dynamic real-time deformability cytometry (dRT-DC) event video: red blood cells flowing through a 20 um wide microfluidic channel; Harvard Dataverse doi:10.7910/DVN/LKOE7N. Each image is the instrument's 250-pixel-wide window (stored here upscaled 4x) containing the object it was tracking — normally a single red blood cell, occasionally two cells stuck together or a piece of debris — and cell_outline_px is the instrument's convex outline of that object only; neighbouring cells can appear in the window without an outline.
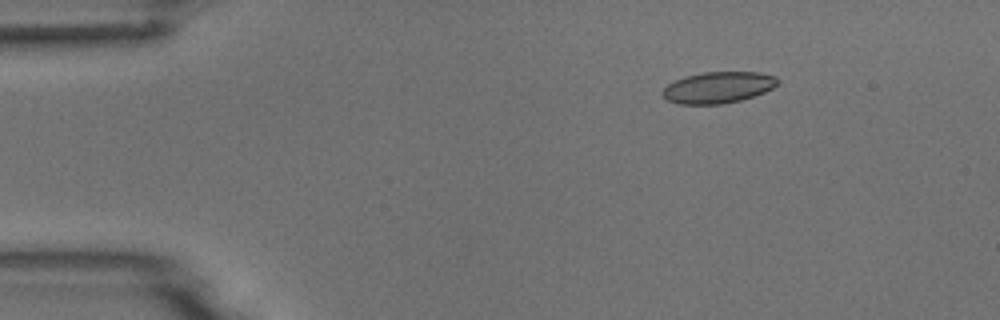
{"species": "common noctule bat (a hibernating species)", "species_latin": "Nyctalus noctula", "temperature_condition": "room temperature", "stored_images_in_passage": 3, "camera_frame_rate_fps": 3000, "um_per_image_px": 0.085, "animal": {"sex": "male", "body_mass_g": 18.8}, "frame": {"image": 1, "passage_image": 1, "time_ms": 0.0, "image_size_px": [1000, 320], "cell_outline_px": [[780, 80], [772, 88], [764, 92], [740, 100], [720, 104], [676, 104], [668, 100], [660, 92], [668, 84], [684, 76], [704, 72], [760, 72], [776, 76]], "centroid_in_image_um": [61.03, 7.42], "position_along_channel_um": 24.0, "area_um2": 20.98}}